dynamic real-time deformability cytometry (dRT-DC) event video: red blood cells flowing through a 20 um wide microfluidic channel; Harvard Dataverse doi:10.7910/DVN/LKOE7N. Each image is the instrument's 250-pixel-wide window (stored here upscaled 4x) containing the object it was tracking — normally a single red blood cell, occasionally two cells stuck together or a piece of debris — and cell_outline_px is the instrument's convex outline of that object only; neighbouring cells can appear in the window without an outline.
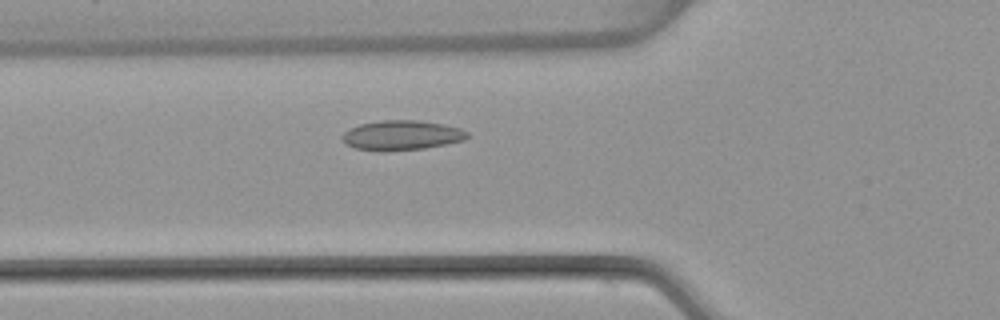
{"species": "common noctule bat (a hibernating species)", "species_latin": "Nyctalus noctula", "temperature_condition": "warm", "stored_images_in_passage": 49, "camera_frame_rate_fps": 3000, "um_per_image_px": 0.085, "animal": {"sex": "female", "body_mass_g": 22.7, "forearm_length_mm": 54.2}, "frame": {"image": 1, "passage_image": 15, "time_ms": 4.667, "image_size_px": [1000, 320], "cell_outline_px": [[468, 136], [464, 140], [424, 148], [384, 152], [356, 148], [340, 140], [340, 136], [344, 132], [360, 124], [384, 120], [416, 120], [444, 124], [460, 128], [468, 132]], "centroid_in_image_um": [34.12, 11.5], "position_along_channel_um": 91.7, "area_um2": 21.62}}
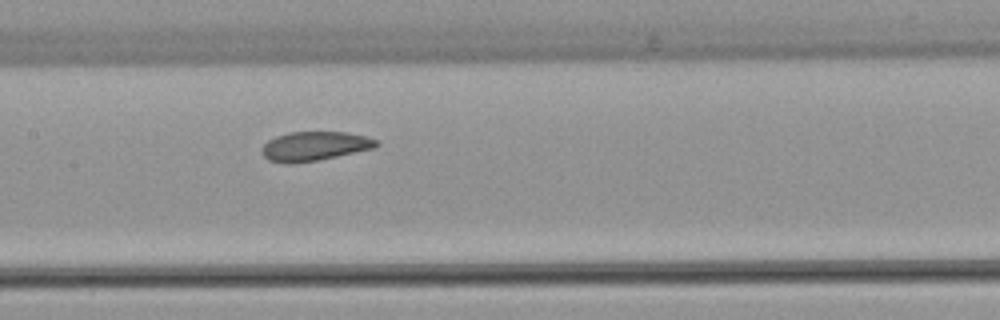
{"frame": {"image": 2, "passage_image": 22, "time_ms": 7.0, "image_size_px": [1000, 320], "cell_outline_px": [[380, 144], [376, 148], [320, 160], [292, 164], [284, 164], [268, 160], [260, 152], [260, 148], [268, 140], [276, 136], [292, 132], [348, 132], [368, 136], [376, 140]], "centroid_in_image_um": [26.74, 12.44], "position_along_channel_um": 180.7, "area_um2": 19.88}}
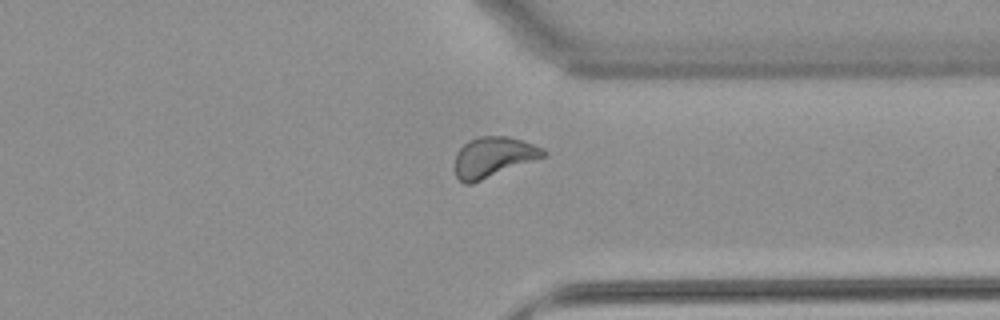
{"frame": {"image": 3, "passage_image": 37, "time_ms": 12.0, "image_size_px": [1000, 320], "cell_outline_px": [[548, 152], [544, 156], [472, 184], [464, 184], [456, 176], [456, 152], [468, 140], [480, 136], [508, 136], [544, 148]], "centroid_in_image_um": [41.91, 13.34], "position_along_channel_um": 369.5, "area_um2": 20.52}, "authors_computed_cell_mechanics": {"area_um2": 20.519, "velocity_mm_per_s": 3.7997, "shape_relaxation_time_tau1_ms": 6.8195, "shape_relaxation_time_tau2_ms": 3.8831, "deformation_change_tau1": 0.1156, "deformation_change_tau2": 0.0787}}